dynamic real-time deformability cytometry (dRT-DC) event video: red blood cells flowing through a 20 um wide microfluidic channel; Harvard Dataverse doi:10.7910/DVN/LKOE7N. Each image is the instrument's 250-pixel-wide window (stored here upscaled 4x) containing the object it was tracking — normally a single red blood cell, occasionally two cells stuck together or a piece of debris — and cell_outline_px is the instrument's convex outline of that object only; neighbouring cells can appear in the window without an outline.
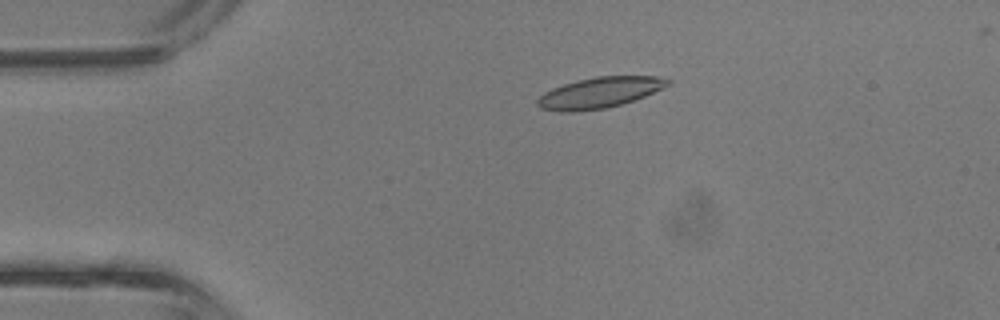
{"species": "common noctule bat (a hibernating species)", "species_latin": "Nyctalus noctula", "temperature_condition": "room temperature", "stored_images_in_passage": 43, "camera_frame_rate_fps": 3000, "um_per_image_px": 0.085, "animal": {"sex": "male", "body_mass_g": 13.3}, "frame": {"image": 1, "passage_image": 9, "time_ms": 2.667, "image_size_px": [1000, 320], "cell_outline_px": [[672, 84], [644, 96], [608, 108], [572, 112], [560, 112], [540, 108], [536, 104], [536, 100], [544, 92], [552, 88], [576, 80], [596, 76], [656, 76], [672, 80]], "centroid_in_image_um": [50.94, 7.87], "position_along_channel_um": 34.1, "area_um2": 23.47}}
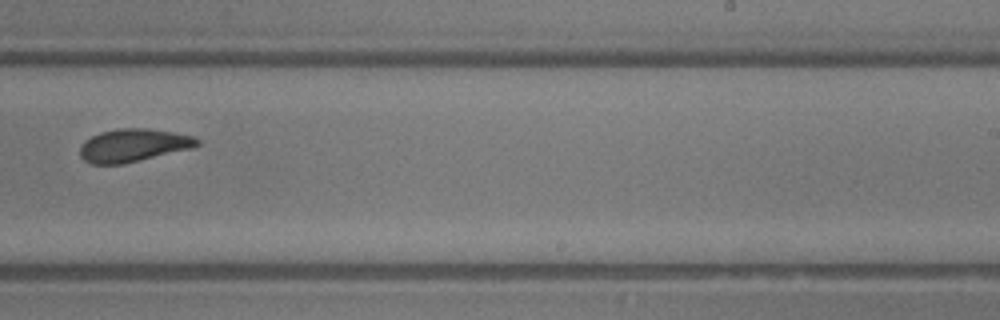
{"frame": {"image": 2, "passage_image": 27, "time_ms": 8.667, "image_size_px": [1000, 320], "cell_outline_px": [[200, 144], [192, 148], [124, 164], [92, 164], [84, 160], [80, 156], [80, 144], [84, 140], [100, 132], [120, 128], [148, 128], [172, 132], [192, 136], [200, 140]], "centroid_in_image_um": [11.31, 12.35], "position_along_channel_um": 277.7, "area_um2": 22.54}}
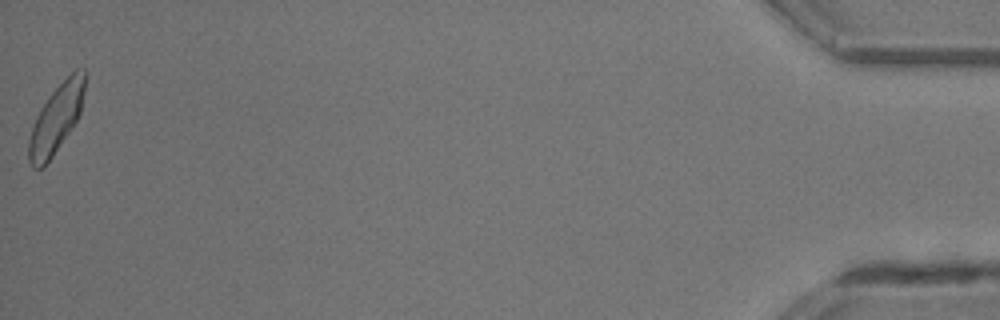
{"frame": {"image": 3, "passage_image": 43, "time_ms": 14.0, "image_size_px": [1000, 320], "cell_outline_px": [[84, 92], [80, 112], [72, 128], [44, 168], [32, 168], [28, 160], [28, 140], [36, 116], [40, 108], [48, 96], [76, 68], [84, 68]], "centroid_in_image_um": [4.75, 10.13], "position_along_channel_um": 430.4, "area_um2": 22.08}, "authors_computed_cell_mechanics": {"area_um2": 22.7154, "velocity_mm_per_s": 4.7978, "shape_relaxation_time_tau1_ms": 3.6004, "shape_relaxation_time_tau2_ms": 1.5912, "deformation_change_tau1": 0.1429, "deformation_change_tau2": 0.073}}